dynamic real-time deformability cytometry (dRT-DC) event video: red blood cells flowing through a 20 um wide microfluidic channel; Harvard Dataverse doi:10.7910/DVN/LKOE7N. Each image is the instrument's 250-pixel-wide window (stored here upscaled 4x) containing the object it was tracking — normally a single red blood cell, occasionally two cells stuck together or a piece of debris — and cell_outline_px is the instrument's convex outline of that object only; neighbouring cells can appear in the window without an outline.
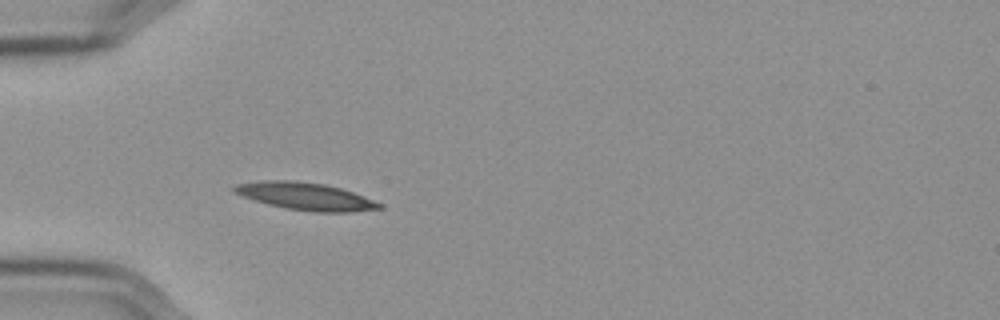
{"species": "Egyptian fruit bat (a non-hibernating species)", "species_latin": "Rousettus aegyptiacus", "temperature_condition": "cold", "stored_images_in_passage": 40, "camera_frame_rate_fps": 3000, "um_per_image_px": 0.085, "frame": {"image": 1, "passage_image": 1, "time_ms": 0.0, "image_size_px": [1000, 320], "cell_outline_px": [[384, 208], [352, 212], [312, 212], [284, 208], [268, 204], [232, 192], [232, 188], [236, 184], [264, 180], [292, 180], [324, 184], [340, 188], [364, 196], [384, 204]], "centroid_in_image_um": [26.0, 16.69], "position_along_channel_um": 59.0, "area_um2": 23.24}}
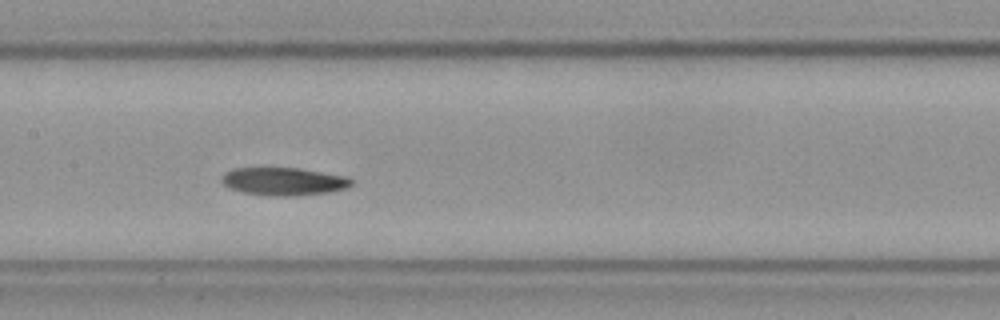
{"frame": {"image": 2, "passage_image": 12, "time_ms": 3.667, "image_size_px": [1000, 320], "cell_outline_px": [[352, 184], [348, 188], [328, 192], [296, 196], [280, 196], [244, 192], [228, 188], [220, 180], [220, 176], [224, 172], [232, 168], [300, 168], [348, 176], [352, 180]], "centroid_in_image_um": [24.11, 15.41], "position_along_channel_um": 183.3, "area_um2": 21.21}}
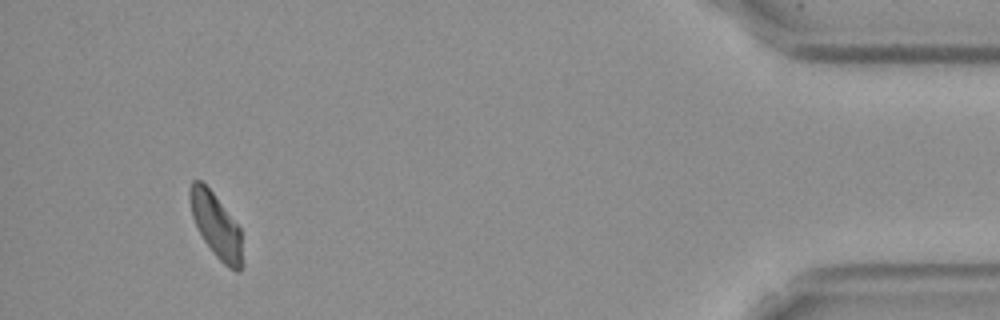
{"frame": {"image": 3, "passage_image": 37, "time_ms": 12.0, "image_size_px": [1000, 320], "cell_outline_px": [[244, 264], [240, 272], [236, 272], [228, 268], [212, 252], [204, 240], [192, 216], [188, 200], [188, 188], [192, 180], [200, 180], [212, 192], [240, 228]], "centroid_in_image_um": [18.37, 19.2], "position_along_channel_um": 416.8, "area_um2": 19.83}, "authors_computed_cell_mechanics": {"area_um2": 20.9236, "velocity_mm_per_s": 3.5586, "shape_relaxation_time_tau1_ms": null, "shape_relaxation_time_tau2_ms": 8.8737, "deformation_change_tau1": null, "deformation_change_tau2": 0.1319}}